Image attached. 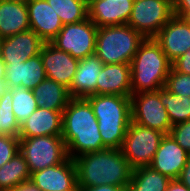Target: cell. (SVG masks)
<instances>
[{
	"mask_svg": "<svg viewBox=\"0 0 190 191\" xmlns=\"http://www.w3.org/2000/svg\"><path fill=\"white\" fill-rule=\"evenodd\" d=\"M62 138L68 157L74 159L83 153L101 151L102 142L97 118L86 98H71L62 112Z\"/></svg>",
	"mask_w": 190,
	"mask_h": 191,
	"instance_id": "6da1fadb",
	"label": "cell"
},
{
	"mask_svg": "<svg viewBox=\"0 0 190 191\" xmlns=\"http://www.w3.org/2000/svg\"><path fill=\"white\" fill-rule=\"evenodd\" d=\"M78 187L115 185L127 189L134 168L123 156L121 149L106 148L83 153L73 159Z\"/></svg>",
	"mask_w": 190,
	"mask_h": 191,
	"instance_id": "7a4b0ae2",
	"label": "cell"
},
{
	"mask_svg": "<svg viewBox=\"0 0 190 191\" xmlns=\"http://www.w3.org/2000/svg\"><path fill=\"white\" fill-rule=\"evenodd\" d=\"M86 99L97 118L103 144L107 148L121 149L132 121L131 96L90 95Z\"/></svg>",
	"mask_w": 190,
	"mask_h": 191,
	"instance_id": "3957f363",
	"label": "cell"
},
{
	"mask_svg": "<svg viewBox=\"0 0 190 191\" xmlns=\"http://www.w3.org/2000/svg\"><path fill=\"white\" fill-rule=\"evenodd\" d=\"M132 94L157 91L165 87L172 69V62L166 57L154 38H145L131 63Z\"/></svg>",
	"mask_w": 190,
	"mask_h": 191,
	"instance_id": "277c9868",
	"label": "cell"
},
{
	"mask_svg": "<svg viewBox=\"0 0 190 191\" xmlns=\"http://www.w3.org/2000/svg\"><path fill=\"white\" fill-rule=\"evenodd\" d=\"M145 37L128 24L100 27L95 55L103 64H130Z\"/></svg>",
	"mask_w": 190,
	"mask_h": 191,
	"instance_id": "5b68a950",
	"label": "cell"
},
{
	"mask_svg": "<svg viewBox=\"0 0 190 191\" xmlns=\"http://www.w3.org/2000/svg\"><path fill=\"white\" fill-rule=\"evenodd\" d=\"M19 152L26 160L30 174L61 164L68 158L61 135L19 138Z\"/></svg>",
	"mask_w": 190,
	"mask_h": 191,
	"instance_id": "8992f818",
	"label": "cell"
},
{
	"mask_svg": "<svg viewBox=\"0 0 190 191\" xmlns=\"http://www.w3.org/2000/svg\"><path fill=\"white\" fill-rule=\"evenodd\" d=\"M164 135L131 121L121 147L123 156L133 168L149 166Z\"/></svg>",
	"mask_w": 190,
	"mask_h": 191,
	"instance_id": "52a82bcc",
	"label": "cell"
},
{
	"mask_svg": "<svg viewBox=\"0 0 190 191\" xmlns=\"http://www.w3.org/2000/svg\"><path fill=\"white\" fill-rule=\"evenodd\" d=\"M173 16V0H134L127 24L145 38H153Z\"/></svg>",
	"mask_w": 190,
	"mask_h": 191,
	"instance_id": "ba28073f",
	"label": "cell"
},
{
	"mask_svg": "<svg viewBox=\"0 0 190 191\" xmlns=\"http://www.w3.org/2000/svg\"><path fill=\"white\" fill-rule=\"evenodd\" d=\"M98 27L89 19L66 24L50 43L81 60L95 54Z\"/></svg>",
	"mask_w": 190,
	"mask_h": 191,
	"instance_id": "9c48e42d",
	"label": "cell"
},
{
	"mask_svg": "<svg viewBox=\"0 0 190 191\" xmlns=\"http://www.w3.org/2000/svg\"><path fill=\"white\" fill-rule=\"evenodd\" d=\"M132 122L169 134L171 121L159 97V90L131 94Z\"/></svg>",
	"mask_w": 190,
	"mask_h": 191,
	"instance_id": "30bf717a",
	"label": "cell"
},
{
	"mask_svg": "<svg viewBox=\"0 0 190 191\" xmlns=\"http://www.w3.org/2000/svg\"><path fill=\"white\" fill-rule=\"evenodd\" d=\"M153 38L166 57L175 61L190 49V19L174 15Z\"/></svg>",
	"mask_w": 190,
	"mask_h": 191,
	"instance_id": "8fae6325",
	"label": "cell"
},
{
	"mask_svg": "<svg viewBox=\"0 0 190 191\" xmlns=\"http://www.w3.org/2000/svg\"><path fill=\"white\" fill-rule=\"evenodd\" d=\"M30 180L42 191H75L78 188L74 160L31 173Z\"/></svg>",
	"mask_w": 190,
	"mask_h": 191,
	"instance_id": "7c38bea8",
	"label": "cell"
},
{
	"mask_svg": "<svg viewBox=\"0 0 190 191\" xmlns=\"http://www.w3.org/2000/svg\"><path fill=\"white\" fill-rule=\"evenodd\" d=\"M40 56L46 77L69 88L77 71L79 60L69 53L59 50L50 42H45Z\"/></svg>",
	"mask_w": 190,
	"mask_h": 191,
	"instance_id": "4fadbf2b",
	"label": "cell"
},
{
	"mask_svg": "<svg viewBox=\"0 0 190 191\" xmlns=\"http://www.w3.org/2000/svg\"><path fill=\"white\" fill-rule=\"evenodd\" d=\"M45 42L33 31L28 30L1 39L0 56L4 63L25 62L39 55Z\"/></svg>",
	"mask_w": 190,
	"mask_h": 191,
	"instance_id": "5bb4252c",
	"label": "cell"
},
{
	"mask_svg": "<svg viewBox=\"0 0 190 191\" xmlns=\"http://www.w3.org/2000/svg\"><path fill=\"white\" fill-rule=\"evenodd\" d=\"M189 155L170 134H165L149 166L170 179H178Z\"/></svg>",
	"mask_w": 190,
	"mask_h": 191,
	"instance_id": "9a60e30c",
	"label": "cell"
},
{
	"mask_svg": "<svg viewBox=\"0 0 190 191\" xmlns=\"http://www.w3.org/2000/svg\"><path fill=\"white\" fill-rule=\"evenodd\" d=\"M134 0H90L88 18L98 27L127 24Z\"/></svg>",
	"mask_w": 190,
	"mask_h": 191,
	"instance_id": "2e32d148",
	"label": "cell"
},
{
	"mask_svg": "<svg viewBox=\"0 0 190 191\" xmlns=\"http://www.w3.org/2000/svg\"><path fill=\"white\" fill-rule=\"evenodd\" d=\"M30 30L44 42L52 41L63 28L58 14L46 0H26Z\"/></svg>",
	"mask_w": 190,
	"mask_h": 191,
	"instance_id": "e0dca14e",
	"label": "cell"
},
{
	"mask_svg": "<svg viewBox=\"0 0 190 191\" xmlns=\"http://www.w3.org/2000/svg\"><path fill=\"white\" fill-rule=\"evenodd\" d=\"M5 65V81L9 89L22 86L25 89L33 90L47 78L40 54L25 62L5 63Z\"/></svg>",
	"mask_w": 190,
	"mask_h": 191,
	"instance_id": "ac0fdd59",
	"label": "cell"
},
{
	"mask_svg": "<svg viewBox=\"0 0 190 191\" xmlns=\"http://www.w3.org/2000/svg\"><path fill=\"white\" fill-rule=\"evenodd\" d=\"M131 66L104 64L97 77L96 95L131 96Z\"/></svg>",
	"mask_w": 190,
	"mask_h": 191,
	"instance_id": "d6986e66",
	"label": "cell"
},
{
	"mask_svg": "<svg viewBox=\"0 0 190 191\" xmlns=\"http://www.w3.org/2000/svg\"><path fill=\"white\" fill-rule=\"evenodd\" d=\"M62 135V112L38 107L21 125L19 138Z\"/></svg>",
	"mask_w": 190,
	"mask_h": 191,
	"instance_id": "ffe728a7",
	"label": "cell"
},
{
	"mask_svg": "<svg viewBox=\"0 0 190 191\" xmlns=\"http://www.w3.org/2000/svg\"><path fill=\"white\" fill-rule=\"evenodd\" d=\"M103 62L95 55L79 60L77 71L68 88L72 98H86L96 95L97 77L101 73Z\"/></svg>",
	"mask_w": 190,
	"mask_h": 191,
	"instance_id": "44dd1931",
	"label": "cell"
},
{
	"mask_svg": "<svg viewBox=\"0 0 190 191\" xmlns=\"http://www.w3.org/2000/svg\"><path fill=\"white\" fill-rule=\"evenodd\" d=\"M30 30L26 0L0 1V37L6 38Z\"/></svg>",
	"mask_w": 190,
	"mask_h": 191,
	"instance_id": "7402d4cb",
	"label": "cell"
},
{
	"mask_svg": "<svg viewBox=\"0 0 190 191\" xmlns=\"http://www.w3.org/2000/svg\"><path fill=\"white\" fill-rule=\"evenodd\" d=\"M37 107L63 112L72 98L68 88L56 81L46 78L32 90Z\"/></svg>",
	"mask_w": 190,
	"mask_h": 191,
	"instance_id": "603a6c76",
	"label": "cell"
},
{
	"mask_svg": "<svg viewBox=\"0 0 190 191\" xmlns=\"http://www.w3.org/2000/svg\"><path fill=\"white\" fill-rule=\"evenodd\" d=\"M171 179L150 166L134 168L126 191H166Z\"/></svg>",
	"mask_w": 190,
	"mask_h": 191,
	"instance_id": "cb8c5ba5",
	"label": "cell"
},
{
	"mask_svg": "<svg viewBox=\"0 0 190 191\" xmlns=\"http://www.w3.org/2000/svg\"><path fill=\"white\" fill-rule=\"evenodd\" d=\"M30 171L20 152L0 167V188L10 191L21 182L30 180Z\"/></svg>",
	"mask_w": 190,
	"mask_h": 191,
	"instance_id": "d4e9b609",
	"label": "cell"
},
{
	"mask_svg": "<svg viewBox=\"0 0 190 191\" xmlns=\"http://www.w3.org/2000/svg\"><path fill=\"white\" fill-rule=\"evenodd\" d=\"M159 97L167 110L172 126L190 121V97L173 94L165 87L159 89Z\"/></svg>",
	"mask_w": 190,
	"mask_h": 191,
	"instance_id": "484cf974",
	"label": "cell"
},
{
	"mask_svg": "<svg viewBox=\"0 0 190 191\" xmlns=\"http://www.w3.org/2000/svg\"><path fill=\"white\" fill-rule=\"evenodd\" d=\"M58 14L63 25L74 24L88 18L87 0H46Z\"/></svg>",
	"mask_w": 190,
	"mask_h": 191,
	"instance_id": "4316f807",
	"label": "cell"
},
{
	"mask_svg": "<svg viewBox=\"0 0 190 191\" xmlns=\"http://www.w3.org/2000/svg\"><path fill=\"white\" fill-rule=\"evenodd\" d=\"M36 98L33 91L22 86L12 88V109L21 125L36 109Z\"/></svg>",
	"mask_w": 190,
	"mask_h": 191,
	"instance_id": "83f0119b",
	"label": "cell"
},
{
	"mask_svg": "<svg viewBox=\"0 0 190 191\" xmlns=\"http://www.w3.org/2000/svg\"><path fill=\"white\" fill-rule=\"evenodd\" d=\"M20 124L12 109V89L0 98V132L19 137Z\"/></svg>",
	"mask_w": 190,
	"mask_h": 191,
	"instance_id": "f1b7e54d",
	"label": "cell"
},
{
	"mask_svg": "<svg viewBox=\"0 0 190 191\" xmlns=\"http://www.w3.org/2000/svg\"><path fill=\"white\" fill-rule=\"evenodd\" d=\"M165 88L173 94L190 97V74H183L171 69L166 79Z\"/></svg>",
	"mask_w": 190,
	"mask_h": 191,
	"instance_id": "f546056e",
	"label": "cell"
},
{
	"mask_svg": "<svg viewBox=\"0 0 190 191\" xmlns=\"http://www.w3.org/2000/svg\"><path fill=\"white\" fill-rule=\"evenodd\" d=\"M19 152V137L0 135V167L9 162Z\"/></svg>",
	"mask_w": 190,
	"mask_h": 191,
	"instance_id": "4dcf8cb0",
	"label": "cell"
},
{
	"mask_svg": "<svg viewBox=\"0 0 190 191\" xmlns=\"http://www.w3.org/2000/svg\"><path fill=\"white\" fill-rule=\"evenodd\" d=\"M169 134L190 154V121H184L172 126Z\"/></svg>",
	"mask_w": 190,
	"mask_h": 191,
	"instance_id": "1f68e13d",
	"label": "cell"
},
{
	"mask_svg": "<svg viewBox=\"0 0 190 191\" xmlns=\"http://www.w3.org/2000/svg\"><path fill=\"white\" fill-rule=\"evenodd\" d=\"M172 69L183 74H190V49L172 62Z\"/></svg>",
	"mask_w": 190,
	"mask_h": 191,
	"instance_id": "d6a6232c",
	"label": "cell"
},
{
	"mask_svg": "<svg viewBox=\"0 0 190 191\" xmlns=\"http://www.w3.org/2000/svg\"><path fill=\"white\" fill-rule=\"evenodd\" d=\"M174 15L190 19V0H173Z\"/></svg>",
	"mask_w": 190,
	"mask_h": 191,
	"instance_id": "836d02e7",
	"label": "cell"
},
{
	"mask_svg": "<svg viewBox=\"0 0 190 191\" xmlns=\"http://www.w3.org/2000/svg\"><path fill=\"white\" fill-rule=\"evenodd\" d=\"M78 191H126V189L120 186L105 184L93 187H78Z\"/></svg>",
	"mask_w": 190,
	"mask_h": 191,
	"instance_id": "e575fe53",
	"label": "cell"
},
{
	"mask_svg": "<svg viewBox=\"0 0 190 191\" xmlns=\"http://www.w3.org/2000/svg\"><path fill=\"white\" fill-rule=\"evenodd\" d=\"M178 179L190 190V155Z\"/></svg>",
	"mask_w": 190,
	"mask_h": 191,
	"instance_id": "d590c367",
	"label": "cell"
},
{
	"mask_svg": "<svg viewBox=\"0 0 190 191\" xmlns=\"http://www.w3.org/2000/svg\"><path fill=\"white\" fill-rule=\"evenodd\" d=\"M10 191H42L31 180L21 182Z\"/></svg>",
	"mask_w": 190,
	"mask_h": 191,
	"instance_id": "8d00e7d4",
	"label": "cell"
},
{
	"mask_svg": "<svg viewBox=\"0 0 190 191\" xmlns=\"http://www.w3.org/2000/svg\"><path fill=\"white\" fill-rule=\"evenodd\" d=\"M166 191H190L179 179H171Z\"/></svg>",
	"mask_w": 190,
	"mask_h": 191,
	"instance_id": "74e56055",
	"label": "cell"
},
{
	"mask_svg": "<svg viewBox=\"0 0 190 191\" xmlns=\"http://www.w3.org/2000/svg\"><path fill=\"white\" fill-rule=\"evenodd\" d=\"M9 89L7 82L5 79L0 80V98L3 94Z\"/></svg>",
	"mask_w": 190,
	"mask_h": 191,
	"instance_id": "f35d334b",
	"label": "cell"
},
{
	"mask_svg": "<svg viewBox=\"0 0 190 191\" xmlns=\"http://www.w3.org/2000/svg\"><path fill=\"white\" fill-rule=\"evenodd\" d=\"M6 65L0 56V80L5 79Z\"/></svg>",
	"mask_w": 190,
	"mask_h": 191,
	"instance_id": "ab89813d",
	"label": "cell"
}]
</instances>
